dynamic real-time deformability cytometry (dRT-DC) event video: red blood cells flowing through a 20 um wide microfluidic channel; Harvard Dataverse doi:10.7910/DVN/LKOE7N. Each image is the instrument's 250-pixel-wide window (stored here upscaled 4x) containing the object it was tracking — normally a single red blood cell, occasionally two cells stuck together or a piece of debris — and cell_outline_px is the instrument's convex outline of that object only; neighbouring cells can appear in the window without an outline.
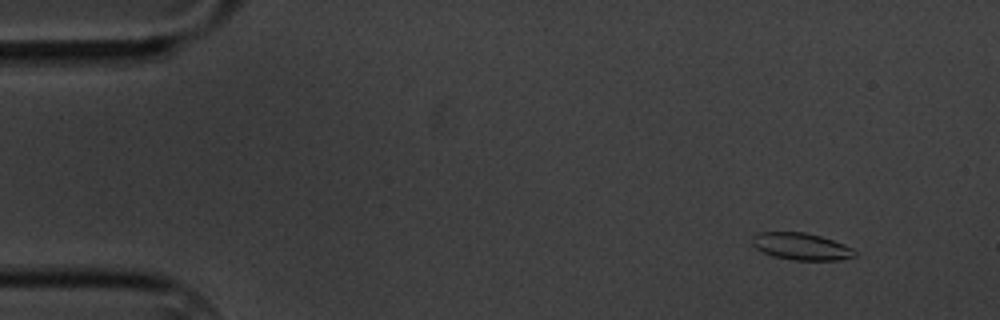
{"species": "common noctule bat (a hibernating species)", "species_latin": "Nyctalus noctula", "temperature_condition": "cold", "stored_images_in_passage": 5, "camera_frame_rate_fps": 3000, "um_per_image_px": 0.085, "animal": {"sex": "male", "body_mass_g": 20.1, "forearm_length_mm": 53.5}, "frame": {"image": 1, "passage_image": 1, "time_ms": 0.0, "image_size_px": [1000, 320], "cell_outline_px": [[856, 256], [840, 260], [792, 260], [772, 256], [756, 248], [752, 244], [752, 236], [760, 232], [804, 232], [820, 236], [844, 244], [852, 248], [856, 252]], "centroid_in_image_um": [68.1, 20.95], "position_along_channel_um": 16.9, "area_um2": 16.13}}